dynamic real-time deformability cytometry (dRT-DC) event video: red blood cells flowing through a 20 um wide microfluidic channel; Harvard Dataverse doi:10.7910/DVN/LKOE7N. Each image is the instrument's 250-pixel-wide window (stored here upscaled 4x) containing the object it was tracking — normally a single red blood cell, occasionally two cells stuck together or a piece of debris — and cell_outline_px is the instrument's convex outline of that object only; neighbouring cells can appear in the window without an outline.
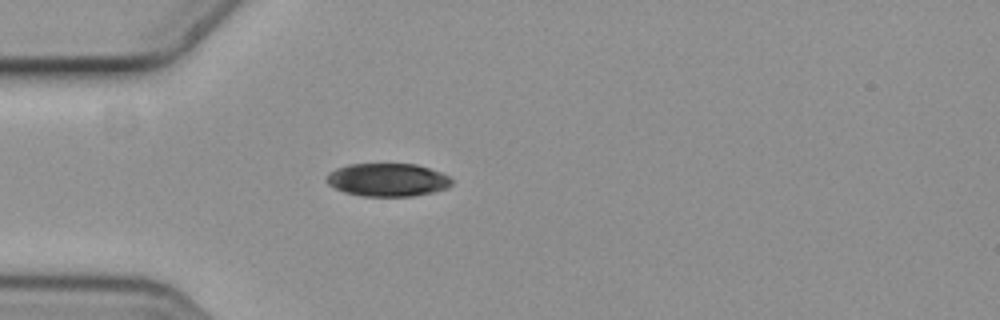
{"species": "common noctule bat (a hibernating species)", "species_latin": "Nyctalus noctula", "temperature_condition": "cold", "stored_images_in_passage": 1, "camera_frame_rate_fps": 3000, "um_per_image_px": 0.085, "animal": {"sex": "female", "body_mass_g": 19.3, "forearm_length_mm": 54.1}, "frame": {"image": 1, "passage_image": 1, "time_ms": 0.0, "image_size_px": [1000, 320], "cell_outline_px": [[452, 184], [448, 188], [436, 192], [412, 196], [364, 196], [344, 192], [328, 184], [324, 180], [328, 172], [336, 168], [348, 164], [416, 164], [440, 172], [448, 176], [452, 180]], "centroid_in_image_um": [32.93, 15.29], "position_along_channel_um": 52.1, "area_um2": 24.28}}